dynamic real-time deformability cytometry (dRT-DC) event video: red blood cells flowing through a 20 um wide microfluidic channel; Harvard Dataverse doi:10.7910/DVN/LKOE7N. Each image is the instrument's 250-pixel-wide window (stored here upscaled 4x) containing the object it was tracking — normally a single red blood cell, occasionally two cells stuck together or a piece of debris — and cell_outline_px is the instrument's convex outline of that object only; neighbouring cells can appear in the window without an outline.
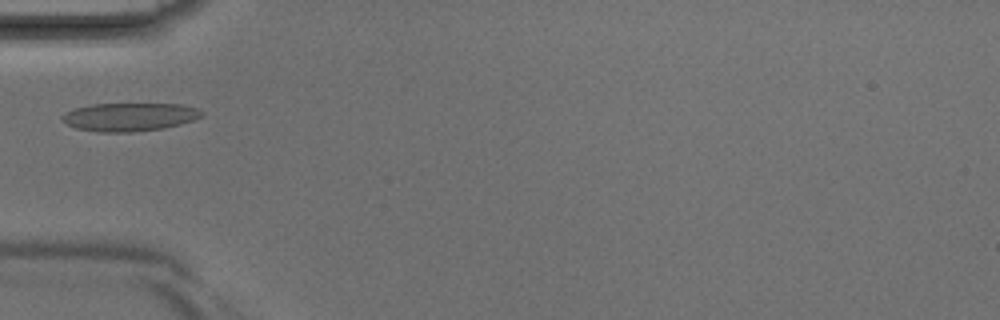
{"species": "Egyptian fruit bat (a non-hibernating species)", "species_latin": "Rousettus aegyptiacus", "temperature_condition": "room temperature", "stored_images_in_passage": 2, "camera_frame_rate_fps": 3000, "um_per_image_px": 0.085, "animal": {"sex": "male"}, "frame": {"image": 1, "passage_image": 2, "time_ms": 0.333, "image_size_px": [1000, 320], "cell_outline_px": [[204, 112], [200, 116], [192, 120], [180, 124], [164, 128], [132, 132], [96, 132], [76, 128], [64, 124], [64, 112], [76, 108], [92, 104], [180, 104], [196, 108]], "centroid_in_image_um": [10.98, 9.94], "position_along_channel_um": 74.0, "area_um2": 22.83}}